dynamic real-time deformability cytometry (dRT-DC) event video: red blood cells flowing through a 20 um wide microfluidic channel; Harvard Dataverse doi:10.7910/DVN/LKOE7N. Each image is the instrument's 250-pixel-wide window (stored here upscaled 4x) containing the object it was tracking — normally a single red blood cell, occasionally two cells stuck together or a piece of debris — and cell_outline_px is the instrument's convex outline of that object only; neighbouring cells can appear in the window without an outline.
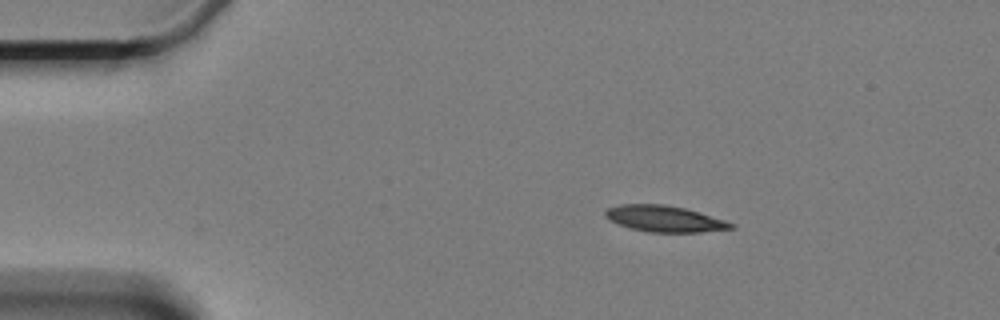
{"species": "Egyptian fruit bat (a non-hibernating species)", "species_latin": "Rousettus aegyptiacus", "temperature_condition": "cold", "stored_images_in_passage": 51, "camera_frame_rate_fps": 3000, "um_per_image_px": 0.085, "animal": {"sex": "female"}, "frame": {"image": 1, "passage_image": 1, "time_ms": 0.0, "image_size_px": [1000, 320], "cell_outline_px": [[736, 228], [700, 232], [648, 232], [632, 228], [608, 220], [604, 216], [604, 212], [608, 208], [620, 204], [664, 204], [684, 208], [700, 212], [736, 224]], "centroid_in_image_um": [56.49, 18.59], "position_along_channel_um": 28.5, "area_um2": 19.19}}
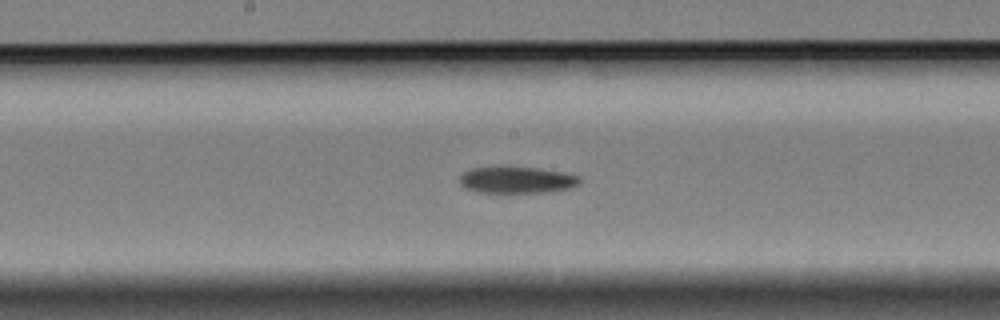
{"frame": {"image": 2, "passage_image": 22, "time_ms": 7.0, "image_size_px": [1000, 320], "cell_outline_px": [[584, 180], [580, 184], [572, 188], [552, 192], [476, 192], [464, 188], [460, 184], [460, 176], [464, 172], [472, 168], [504, 164], [540, 168], [564, 172], [580, 176]], "centroid_in_image_um": [43.97, 15.26], "position_along_channel_um": 204.2, "area_um2": 19.59}}
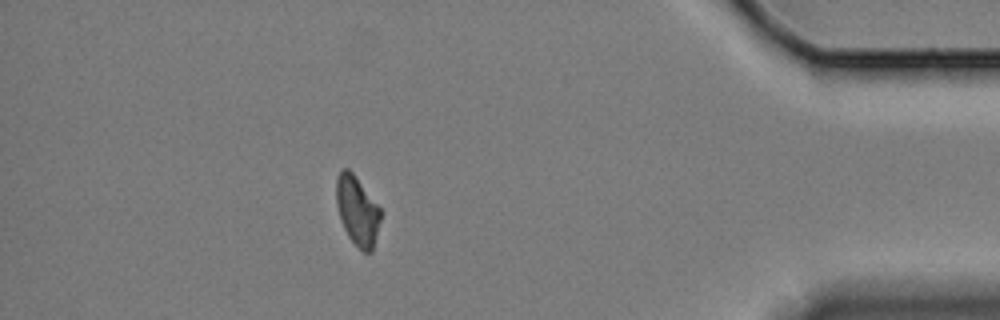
{"frame": {"image": 3, "passage_image": 44, "time_ms": 14.333, "image_size_px": [1000, 320], "cell_outline_px": [[380, 220], [372, 252], [364, 252], [348, 236], [344, 228], [336, 204], [336, 176], [340, 168], [348, 168], [352, 172], [380, 208]], "centroid_in_image_um": [30.34, 17.87], "position_along_channel_um": 404.9, "area_um2": 17.57}, "authors_computed_cell_mechanics": {"area_um2": 19.3052, "velocity_mm_per_s": 3.3132, "shape_relaxation_time_tau1_ms": 7.0013, "shape_relaxation_time_tau2_ms": null, "deformation_change_tau1": 0.1425, "deformation_change_tau2": null}}